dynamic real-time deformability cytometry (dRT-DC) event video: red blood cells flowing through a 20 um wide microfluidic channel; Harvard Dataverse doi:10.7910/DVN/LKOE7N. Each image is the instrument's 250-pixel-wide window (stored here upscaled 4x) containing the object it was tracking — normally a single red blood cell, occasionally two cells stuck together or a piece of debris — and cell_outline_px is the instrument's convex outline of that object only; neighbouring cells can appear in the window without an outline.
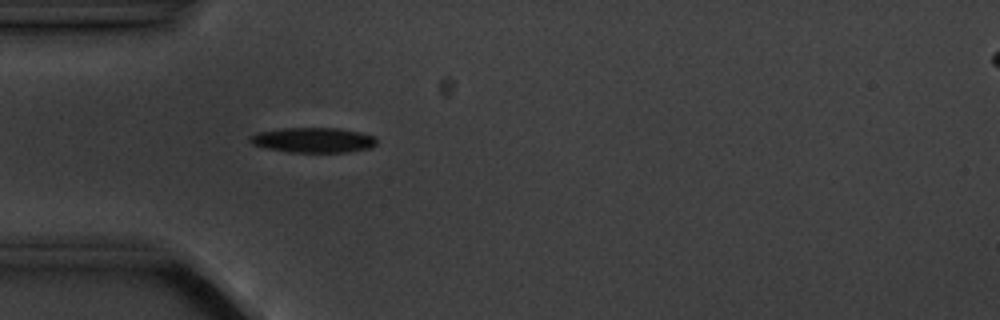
{"species": "common noctule bat (a hibernating species)", "species_latin": "Nyctalus noctula", "temperature_condition": "cold", "stored_images_in_passage": 2, "camera_frame_rate_fps": 3000, "um_per_image_px": 0.085, "animal": {"sex": "male", "body_mass_g": 20.1, "forearm_length_mm": 53.5}, "frame": {"image": 1, "passage_image": 2, "time_ms": 2.0, "image_size_px": [1000, 320], "cell_outline_px": [[376, 144], [372, 148], [348, 152], [288, 152], [264, 148], [252, 144], [248, 140], [248, 136], [256, 132], [284, 128], [336, 128], [360, 132], [372, 136], [376, 140]], "centroid_in_image_um": [26.57, 11.91], "position_along_channel_um": 58.4, "area_um2": 18.61}}